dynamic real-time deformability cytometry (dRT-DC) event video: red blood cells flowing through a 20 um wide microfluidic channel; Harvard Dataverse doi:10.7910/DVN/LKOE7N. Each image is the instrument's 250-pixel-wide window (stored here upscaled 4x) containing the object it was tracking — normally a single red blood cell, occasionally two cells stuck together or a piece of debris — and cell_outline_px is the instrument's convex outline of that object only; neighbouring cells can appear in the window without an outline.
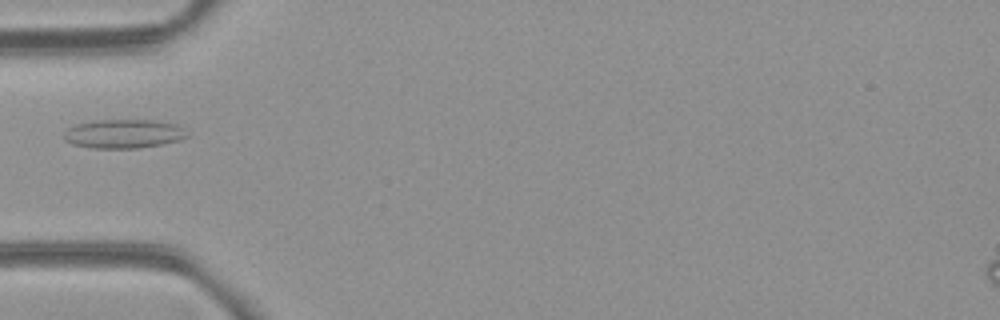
{"species": "common noctule bat (a hibernating species)", "species_latin": "Nyctalus noctula", "temperature_condition": "room temperature", "stored_images_in_passage": 5, "camera_frame_rate_fps": 3000, "um_per_image_px": 0.085, "animal": {"sex": "female", "body_mass_g": 21.9}, "frame": {"image": 1, "passage_image": 4, "time_ms": 3.667, "image_size_px": [1000, 320], "cell_outline_px": [[188, 136], [180, 140], [160, 144], [136, 148], [92, 148], [72, 144], [64, 140], [64, 132], [68, 128], [76, 124], [96, 120], [152, 120], [176, 124], [184, 128]], "centroid_in_image_um": [10.49, 11.37], "position_along_channel_um": 74.5, "area_um2": 20.69}}